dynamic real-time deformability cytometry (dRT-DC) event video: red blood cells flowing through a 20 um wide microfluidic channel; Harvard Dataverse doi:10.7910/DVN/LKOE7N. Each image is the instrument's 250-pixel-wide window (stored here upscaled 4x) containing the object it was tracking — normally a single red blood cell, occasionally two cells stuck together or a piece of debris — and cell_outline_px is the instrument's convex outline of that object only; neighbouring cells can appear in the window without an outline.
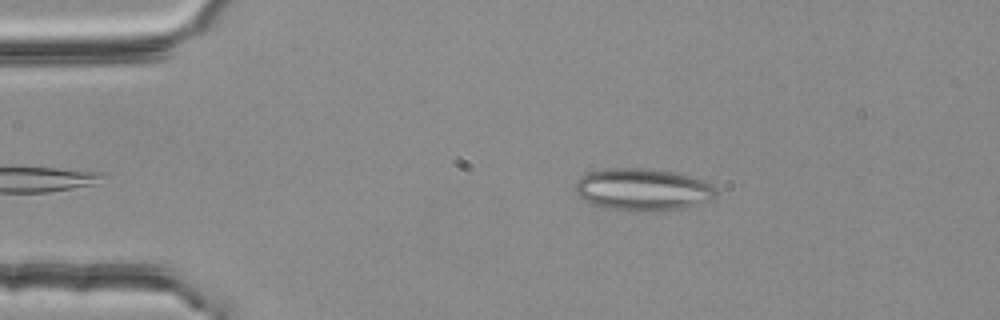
{"species": "common noctule bat (a hibernating species)", "species_latin": "Nyctalus noctula", "temperature_condition": "room temperature", "stored_images_in_passage": 48, "camera_frame_rate_fps": 3000, "um_per_image_px": 0.085, "animal": {"sex": "female", "body_mass_g": 25.1}, "frame": {"image": 1, "passage_image": 3, "time_ms": 0.667, "image_size_px": [1000, 320], "cell_outline_px": [[716, 196], [712, 200], [684, 208], [608, 208], [592, 204], [584, 200], [576, 192], [576, 180], [580, 176], [588, 172], [608, 168], [644, 168], [672, 172], [688, 176], [712, 184], [716, 188]], "centroid_in_image_um": [54.62, 16.06], "position_along_channel_um": 30.4, "area_um2": 33.47}}
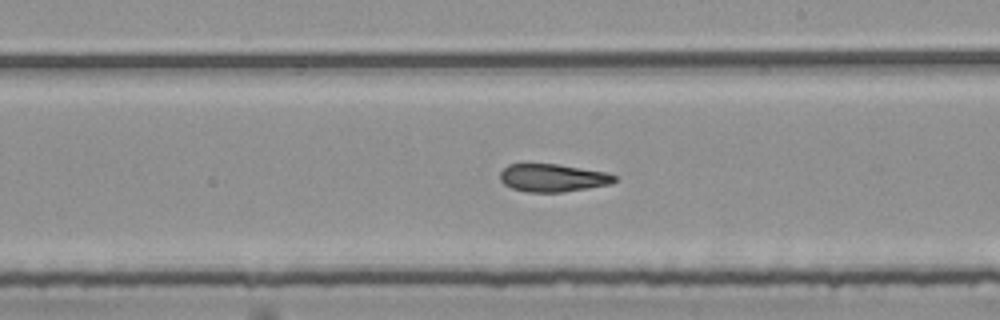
{"frame": {"image": 2, "passage_image": 24, "time_ms": 7.667, "image_size_px": [1000, 320], "cell_outline_px": [[616, 180], [612, 184], [564, 192], [528, 192], [512, 188], [504, 184], [500, 180], [500, 172], [508, 164], [556, 164], [608, 172], [616, 176]], "centroid_in_image_um": [47.0, 15.12], "position_along_channel_um": 242.0, "area_um2": 18.61}}
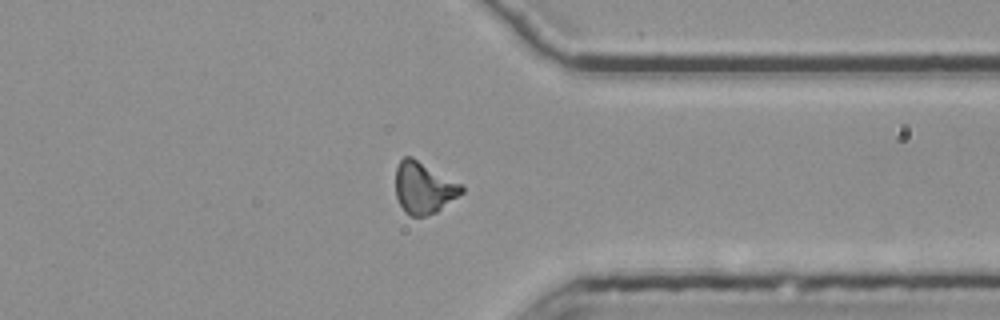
{"frame": {"image": 3, "passage_image": 35, "time_ms": 11.333, "image_size_px": [1000, 320], "cell_outline_px": [[464, 192], [436, 212], [424, 216], [412, 216], [404, 212], [396, 196], [396, 168], [400, 160], [404, 156], [412, 156], [464, 184]], "centroid_in_image_um": [36.04, 15.94], "position_along_channel_um": 375.4, "area_um2": 20.11}, "authors_computed_cell_mechanics": {"area_um2": 19.5075, "velocity_mm_per_s": 3.7886, "shape_relaxation_time_tau1_ms": null, "shape_relaxation_time_tau2_ms": 3.7594, "deformation_change_tau1": null, "deformation_change_tau2": 0.134}}